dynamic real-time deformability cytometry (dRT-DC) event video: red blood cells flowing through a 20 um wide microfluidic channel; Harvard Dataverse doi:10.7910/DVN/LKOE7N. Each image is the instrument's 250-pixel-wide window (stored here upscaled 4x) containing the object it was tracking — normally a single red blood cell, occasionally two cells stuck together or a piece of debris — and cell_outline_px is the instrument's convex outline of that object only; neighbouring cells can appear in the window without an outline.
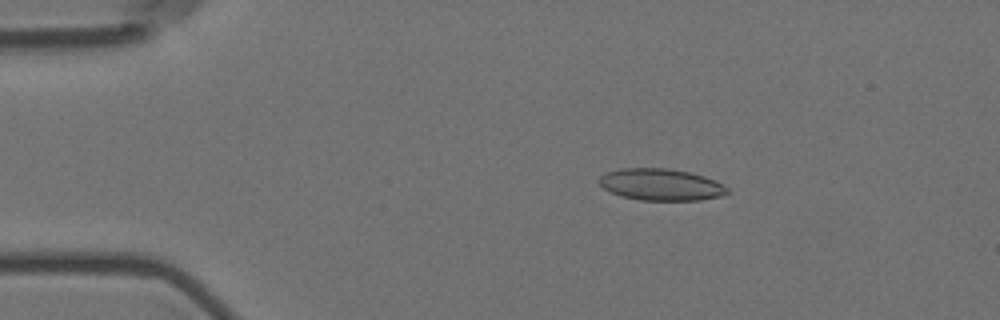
{"species": "Egyptian fruit bat (a non-hibernating species)", "species_latin": "Rousettus aegyptiacus", "temperature_condition": "room temperature", "stored_images_in_passage": 57, "camera_frame_rate_fps": 3000, "um_per_image_px": 0.085, "animal": {"sex": "female"}, "frame": {"image": 1, "passage_image": 10, "time_ms": 3.0, "image_size_px": [1000, 320], "cell_outline_px": [[732, 192], [720, 196], [700, 200], [640, 200], [620, 196], [604, 188], [596, 180], [604, 172], [620, 168], [664, 168], [688, 172], [704, 176], [728, 188]], "centroid_in_image_um": [56.13, 15.69], "position_along_channel_um": 28.9, "area_um2": 23.7}}
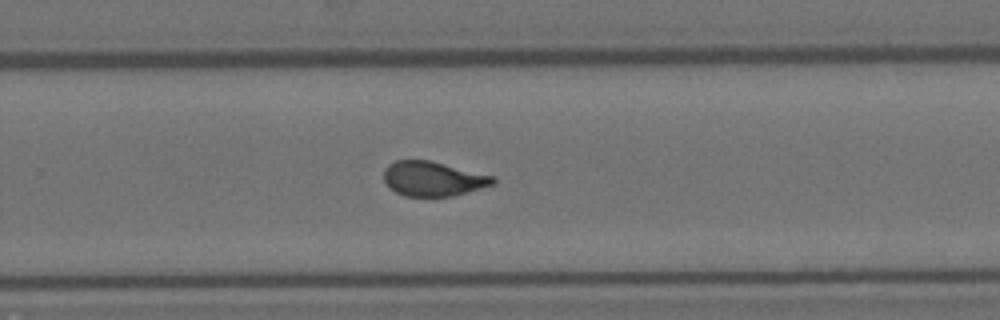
{"frame": {"image": 2, "passage_image": 37, "time_ms": 12.0, "image_size_px": [1000, 320], "cell_outline_px": [[496, 184], [452, 196], [404, 196], [388, 188], [384, 180], [384, 168], [388, 164], [396, 160], [428, 160], [496, 176]], "centroid_in_image_um": [36.81, 15.19], "position_along_channel_um": 293.0, "area_um2": 22.2}}
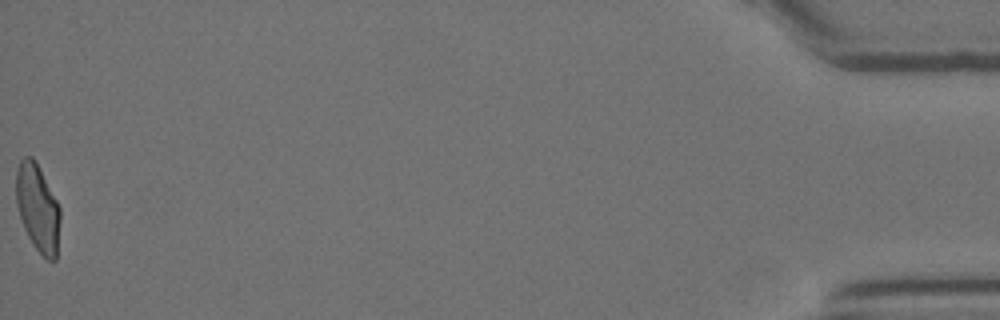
{"frame": {"image": 3, "passage_image": 57, "time_ms": 18.667, "image_size_px": [1000, 320], "cell_outline_px": [[60, 220], [56, 260], [48, 260], [32, 244], [24, 228], [16, 204], [16, 172], [20, 160], [24, 156], [32, 156], [36, 160], [60, 208]], "centroid_in_image_um": [3.2, 17.65], "position_along_channel_um": 432.0, "area_um2": 22.37}, "authors_computed_cell_mechanics": {"area_um2": 23.0622, "velocity_mm_per_s": 3.5773, "shape_relaxation_time_tau1_ms": 7.8808, "shape_relaxation_time_tau2_ms": 1.0266, "deformation_change_tau1": 0.2232, "deformation_change_tau2": 0.0689}}